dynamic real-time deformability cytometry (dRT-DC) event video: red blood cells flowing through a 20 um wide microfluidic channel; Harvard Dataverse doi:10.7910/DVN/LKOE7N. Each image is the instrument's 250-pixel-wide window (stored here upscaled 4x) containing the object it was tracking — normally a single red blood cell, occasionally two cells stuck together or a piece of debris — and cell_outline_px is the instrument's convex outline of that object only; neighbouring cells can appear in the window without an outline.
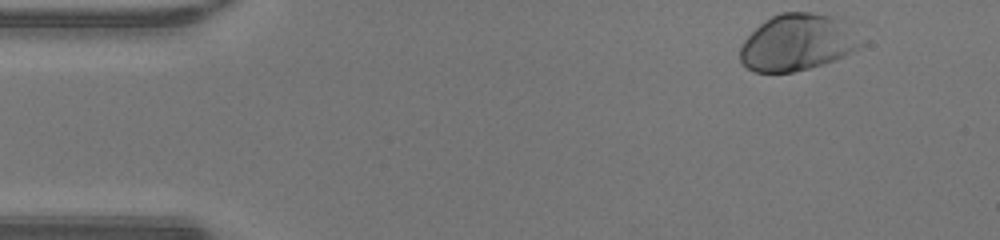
{"species": "human", "species_latin": "Homo sapiens", "temperature_condition": "warm", "stored_images_in_passage": 46, "camera_frame_rate_fps": 3000, "um_per_image_px": 0.085, "donor": {"sex": "male"}, "frame": {"image": 1, "passage_image": 1, "time_ms": 0.0, "image_size_px": [1000, 240], "cell_outline_px": [[864, 44], [844, 56], [808, 68], [792, 72], [756, 72], [748, 68], [740, 60], [740, 48], [744, 40], [764, 20], [780, 12], [812, 12], [844, 16]], "centroid_in_image_um": [67.82, 3.56], "position_along_channel_um": 17.2, "area_um2": 40.11}}
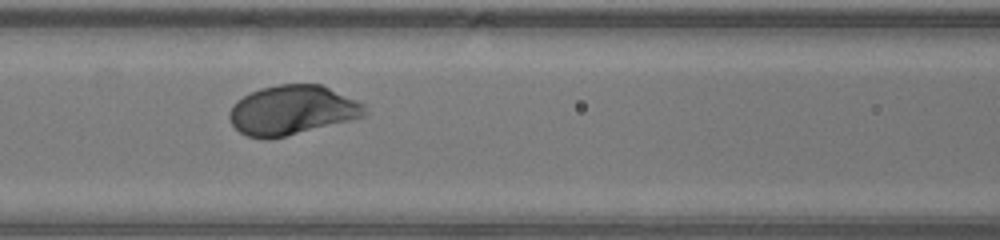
{"frame": {"image": 2, "passage_image": 17, "time_ms": 5.333, "image_size_px": [1000, 240], "cell_outline_px": [[368, 116], [284, 136], [264, 140], [248, 136], [240, 132], [232, 124], [228, 116], [228, 112], [232, 104], [236, 100], [260, 88], [280, 84], [324, 84], [364, 104], [368, 112]], "centroid_in_image_um": [24.84, 9.35], "position_along_channel_um": 141.8, "area_um2": 39.19}}
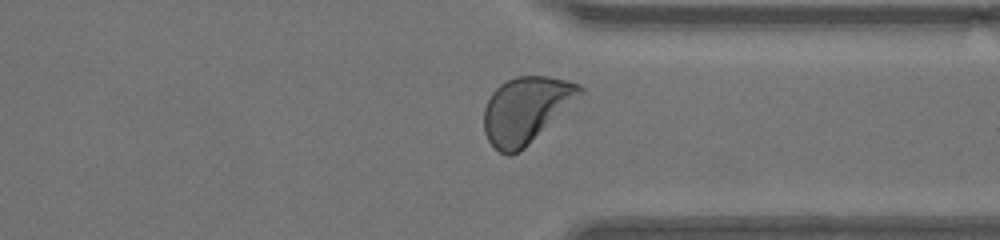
{"frame": {"image": 3, "passage_image": 33, "time_ms": 10.667, "image_size_px": [1000, 240], "cell_outline_px": [[588, 96], [520, 152], [512, 156], [508, 156], [500, 152], [488, 140], [484, 132], [484, 108], [492, 92], [500, 84], [516, 76], [548, 76], [580, 84], [588, 92]], "centroid_in_image_um": [44.85, 9.35], "position_along_channel_um": 366.5, "area_um2": 38.55}, "authors_computed_cell_mechanics": {"area_um2": 38.4659, "velocity_mm_per_s": 4.2464, "shape_relaxation_time_tau1_ms": 1.4176, "shape_relaxation_time_tau2_ms": null, "deformation_change_tau1": 0.1339, "deformation_change_tau2": null}}